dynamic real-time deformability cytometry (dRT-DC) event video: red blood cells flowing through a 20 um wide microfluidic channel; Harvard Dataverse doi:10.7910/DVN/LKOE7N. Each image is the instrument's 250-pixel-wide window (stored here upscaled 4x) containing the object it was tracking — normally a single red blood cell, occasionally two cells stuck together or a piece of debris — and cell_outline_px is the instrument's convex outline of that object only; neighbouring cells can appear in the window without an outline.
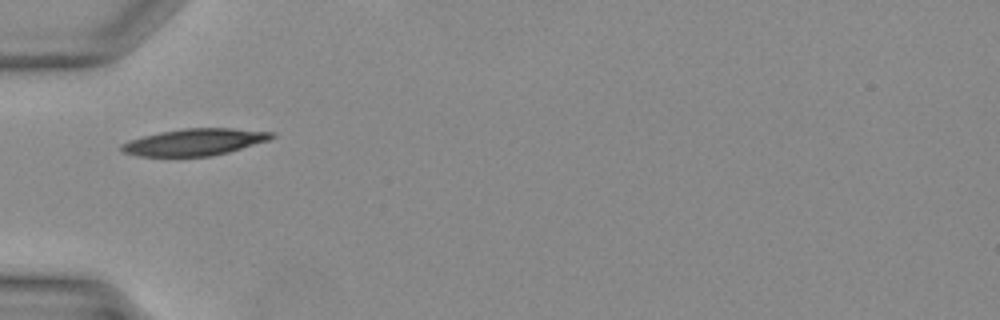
{"species": "Egyptian fruit bat (a non-hibernating species)", "species_latin": "Rousettus aegyptiacus", "temperature_condition": "warm", "stored_images_in_passage": 4, "camera_frame_rate_fps": 3000, "um_per_image_px": 0.085, "animal": {"sex": "female"}, "frame": {"image": 1, "passage_image": 1, "time_ms": 0.0, "image_size_px": [1000, 320], "cell_outline_px": [[276, 136], [268, 140], [228, 152], [212, 156], [136, 156], [124, 152], [120, 148], [120, 144], [128, 140], [160, 132], [184, 128], [232, 128], [276, 132]], "centroid_in_image_um": [16.54, 12.07], "position_along_channel_um": 68.5, "area_um2": 23.41}}